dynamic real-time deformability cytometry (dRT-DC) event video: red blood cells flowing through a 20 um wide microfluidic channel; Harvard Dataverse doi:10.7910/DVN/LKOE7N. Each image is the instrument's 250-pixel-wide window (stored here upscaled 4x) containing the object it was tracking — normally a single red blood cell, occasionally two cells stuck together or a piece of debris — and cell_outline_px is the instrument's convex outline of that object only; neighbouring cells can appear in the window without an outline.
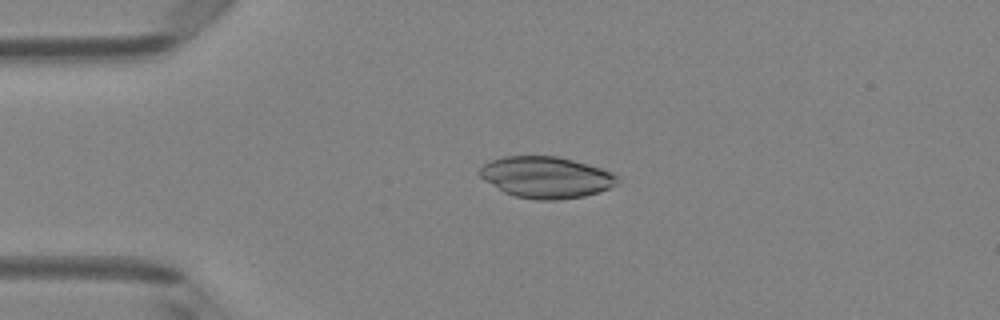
{"species": "Egyptian fruit bat (a non-hibernating species)", "species_latin": "Rousettus aegyptiacus", "temperature_condition": "room temperature", "stored_images_in_passage": 6, "camera_frame_rate_fps": 3000, "um_per_image_px": 0.085, "animal": {"sex": "female"}, "frame": {"image": 1, "passage_image": 3, "time_ms": 0.667, "image_size_px": [1000, 320], "cell_outline_px": [[620, 184], [612, 188], [600, 192], [584, 196], [556, 200], [536, 200], [516, 196], [504, 192], [484, 180], [476, 172], [488, 160], [504, 156], [556, 156], [572, 160], [600, 168], [620, 176]], "centroid_in_image_um": [46.43, 15.07], "position_along_channel_um": 38.6, "area_um2": 33.52}}
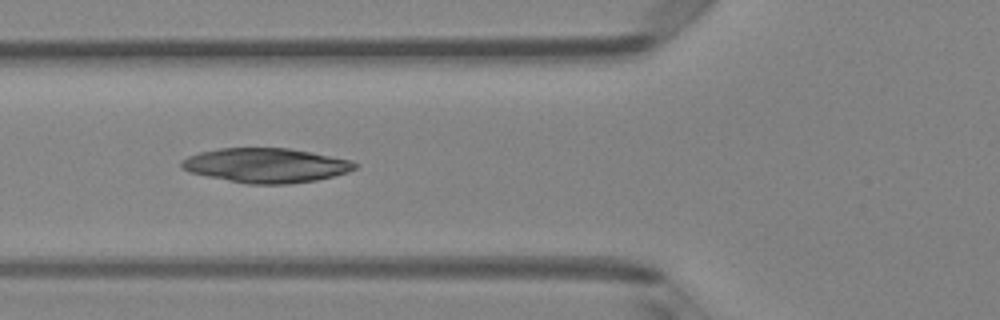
{"frame": {"image": 2, "passage_image": 5, "time_ms": 1.333, "image_size_px": [1000, 320], "cell_outline_px": [[356, 168], [348, 172], [316, 180], [288, 184], [248, 184], [188, 172], [180, 164], [180, 160], [188, 156], [200, 152], [220, 148], [288, 148], [312, 152], [352, 160], [356, 164]], "centroid_in_image_um": [22.61, 14.05], "position_along_channel_um": 103.2, "area_um2": 34.74}}
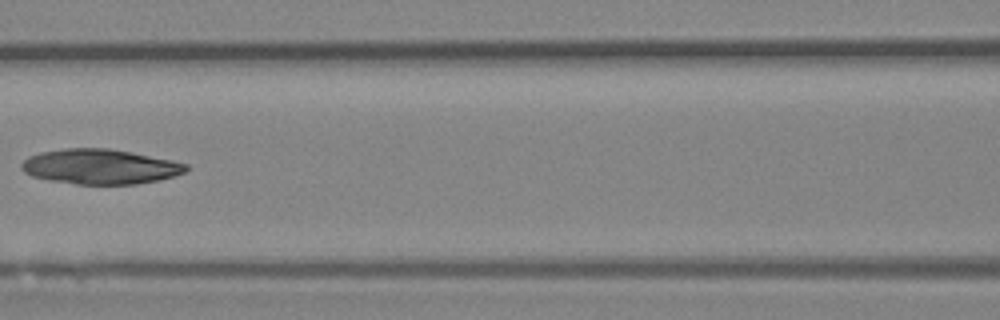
{"frame": {"image": 3, "passage_image": 6, "time_ms": 1.667, "image_size_px": [1000, 320], "cell_outline_px": [[188, 168], [184, 172], [172, 176], [156, 180], [136, 184], [76, 184], [48, 180], [32, 176], [24, 172], [20, 168], [20, 164], [28, 156], [40, 152], [64, 148], [108, 148], [132, 152], [172, 160], [188, 164]], "centroid_in_image_um": [8.46, 14.15], "position_along_channel_um": 158.1, "area_um2": 33.52}}